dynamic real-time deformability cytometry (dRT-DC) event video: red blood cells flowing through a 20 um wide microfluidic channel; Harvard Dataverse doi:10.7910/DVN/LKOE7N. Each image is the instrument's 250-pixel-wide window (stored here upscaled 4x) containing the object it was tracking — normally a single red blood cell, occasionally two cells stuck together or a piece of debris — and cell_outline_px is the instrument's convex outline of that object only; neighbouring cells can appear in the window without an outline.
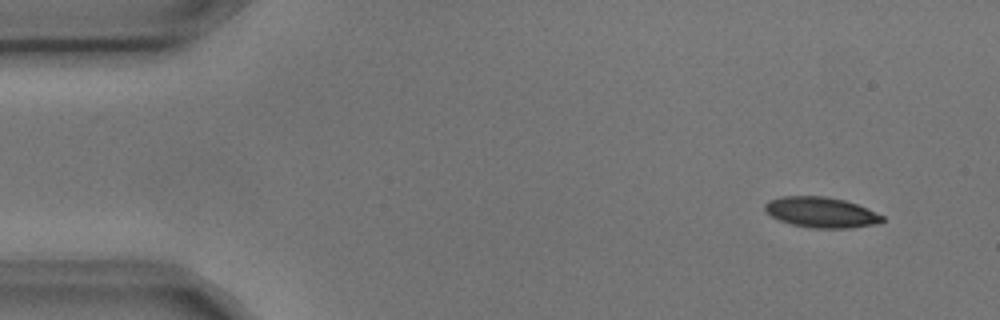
{"species": "common noctule bat (a hibernating species)", "species_latin": "Nyctalus noctula", "temperature_condition": "cold", "stored_images_in_passage": 4, "camera_frame_rate_fps": 3000, "um_per_image_px": 0.085, "animal": {"sex": "male", "body_mass_g": 17.9, "forearm_length_mm": 54.2}, "frame": {"image": 1, "passage_image": 1, "time_ms": 0.0, "image_size_px": [1000, 320], "cell_outline_px": [[884, 220], [876, 224], [852, 228], [812, 228], [792, 224], [780, 220], [772, 216], [764, 208], [764, 204], [768, 200], [780, 196], [824, 196], [844, 200], [856, 204], [884, 216]], "centroid_in_image_um": [69.79, 18.04], "position_along_channel_um": 15.2, "area_um2": 20.75}}
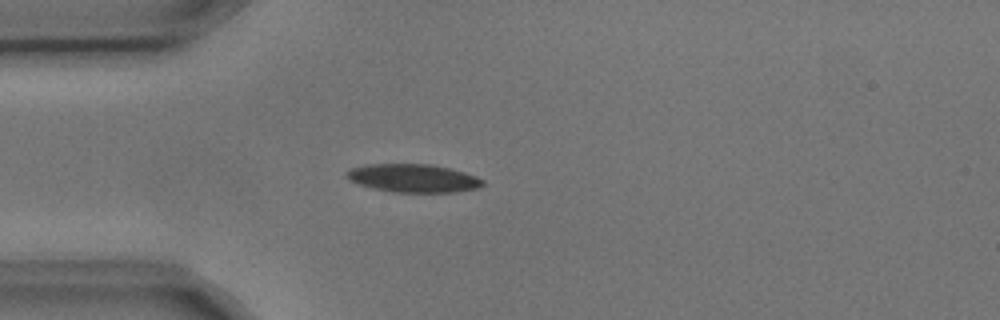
{"frame": {"image": 2, "passage_image": 4, "time_ms": 1.0, "image_size_px": [1000, 320], "cell_outline_px": [[484, 184], [480, 188], [456, 192], [392, 192], [372, 188], [348, 180], [348, 172], [352, 168], [368, 164], [432, 164], [464, 172], [476, 176], [484, 180]], "centroid_in_image_um": [35.18, 15.15], "position_along_channel_um": 49.8, "area_um2": 22.31}}